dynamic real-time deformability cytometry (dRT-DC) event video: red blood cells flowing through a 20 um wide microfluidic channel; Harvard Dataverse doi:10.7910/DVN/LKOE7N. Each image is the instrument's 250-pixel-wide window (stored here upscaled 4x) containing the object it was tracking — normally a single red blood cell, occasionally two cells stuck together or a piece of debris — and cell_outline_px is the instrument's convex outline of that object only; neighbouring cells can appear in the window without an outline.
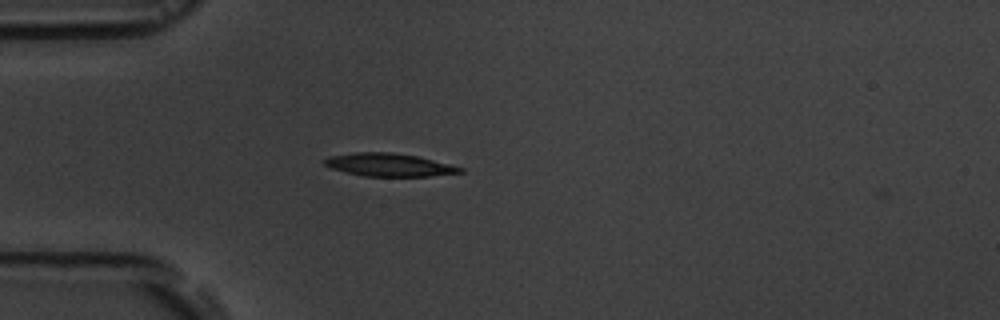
{"species": "common noctule bat (a hibernating species)", "species_latin": "Nyctalus noctula", "temperature_condition": "room temperature", "stored_images_in_passage": 1, "camera_frame_rate_fps": 3000, "um_per_image_px": 0.085, "animal": {"sex": "male", "body_mass_g": 19.5, "forearm_length_mm": 54.6}, "frame": {"image": 1, "passage_image": 1, "time_ms": 0.0, "image_size_px": [1000, 320], "cell_outline_px": [[464, 172], [428, 176], [364, 176], [332, 168], [324, 164], [324, 160], [328, 156], [356, 152], [392, 152], [416, 156], [464, 168]], "centroid_in_image_um": [33.06, 14.0], "position_along_channel_um": 51.9, "area_um2": 17.86}}